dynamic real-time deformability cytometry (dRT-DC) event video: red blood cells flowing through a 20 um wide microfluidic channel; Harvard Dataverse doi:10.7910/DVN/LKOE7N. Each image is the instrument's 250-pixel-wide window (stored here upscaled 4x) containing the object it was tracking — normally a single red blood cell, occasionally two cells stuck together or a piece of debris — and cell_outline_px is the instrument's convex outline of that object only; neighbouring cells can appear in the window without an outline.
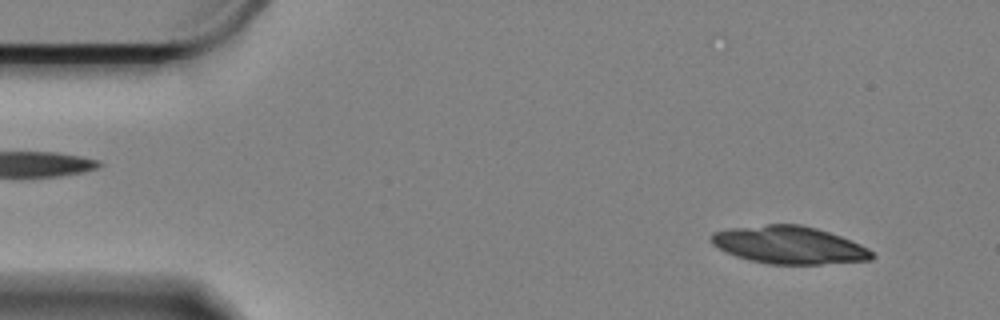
{"species": "Egyptian fruit bat (a non-hibernating species)", "species_latin": "Rousettus aegyptiacus", "temperature_condition": "cold", "stored_images_in_passage": 20, "camera_frame_rate_fps": 3000, "um_per_image_px": 0.085, "animal": {"sex": "female"}, "frame": {"image": 1, "passage_image": 4, "time_ms": 1.0, "image_size_px": [1000, 320], "cell_outline_px": [[876, 256], [872, 260], [820, 264], [768, 264], [748, 260], [736, 256], [712, 244], [712, 232], [728, 228], [768, 224], [800, 224], [816, 228], [840, 236], [860, 244], [868, 248]], "centroid_in_image_um": [67.09, 20.83], "position_along_channel_um": 17.9, "area_um2": 35.14}}